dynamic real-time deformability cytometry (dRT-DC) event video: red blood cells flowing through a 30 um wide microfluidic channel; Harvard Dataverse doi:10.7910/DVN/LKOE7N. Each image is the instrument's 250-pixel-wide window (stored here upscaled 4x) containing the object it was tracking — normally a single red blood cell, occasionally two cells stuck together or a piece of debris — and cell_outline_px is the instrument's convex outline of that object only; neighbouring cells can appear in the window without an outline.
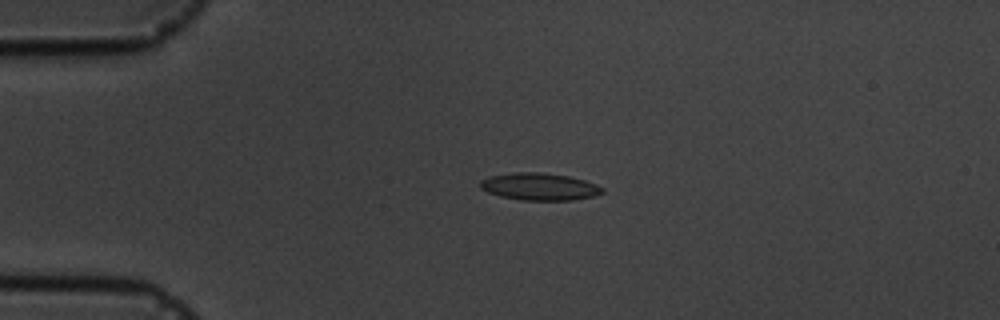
{"species": "common noctule bat (a hibernating species)", "species_latin": "Nyctalus noctula", "temperature_condition": "cold", "stored_images_in_passage": 6, "camera_frame_rate_fps": 3000, "um_per_image_px": 0.085, "animal": {"sex": "male", "body_mass_g": 19.5, "forearm_length_mm": 54.6}, "frame": {"image": 1, "passage_image": 4, "time_ms": 3.667, "image_size_px": [1000, 320], "cell_outline_px": [[604, 192], [596, 196], [572, 200], [520, 200], [500, 196], [488, 192], [480, 188], [480, 180], [488, 176], [516, 172], [540, 172], [568, 176], [584, 180], [596, 184], [604, 188]], "centroid_in_image_um": [45.86, 15.86], "position_along_channel_um": 39.1, "area_um2": 19.48}}
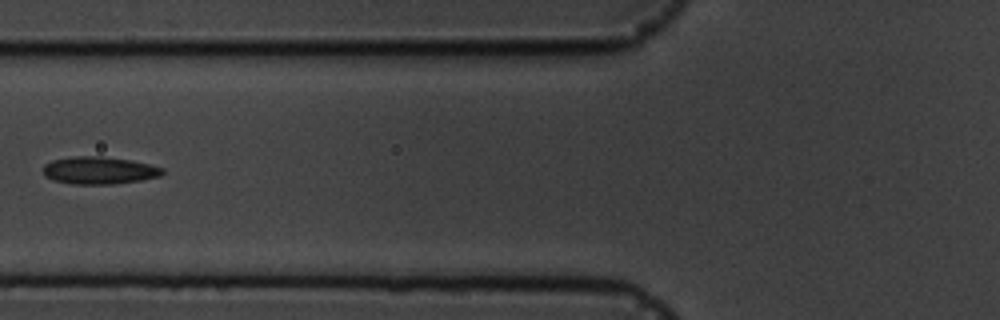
{"frame": {"image": 2, "passage_image": 6, "time_ms": 6.667, "image_size_px": [1000, 320], "cell_outline_px": [[164, 172], [160, 176], [140, 180], [116, 184], [72, 184], [52, 180], [44, 176], [44, 164], [52, 160], [72, 156], [100, 156], [132, 160], [164, 168]], "centroid_in_image_um": [8.41, 14.48], "position_along_channel_um": 117.4, "area_um2": 19.19}}